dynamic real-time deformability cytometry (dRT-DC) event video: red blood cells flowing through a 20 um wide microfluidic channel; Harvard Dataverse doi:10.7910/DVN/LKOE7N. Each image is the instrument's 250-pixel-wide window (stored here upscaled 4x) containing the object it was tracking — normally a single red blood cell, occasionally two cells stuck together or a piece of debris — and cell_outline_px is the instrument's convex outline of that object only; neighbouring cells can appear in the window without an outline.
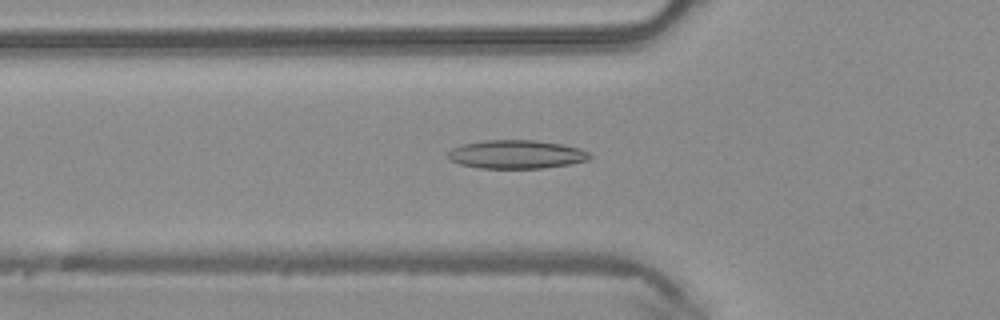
{"species": "common noctule bat (a hibernating species)", "species_latin": "Nyctalus noctula", "temperature_condition": "warm", "stored_images_in_passage": 33, "camera_frame_rate_fps": 3000, "um_per_image_px": 0.085, "animal": {"sex": "male", "body_mass_g": 20.4}, "frame": {"image": 1, "passage_image": 2, "time_ms": 0.333, "image_size_px": [1000, 320], "cell_outline_px": [[592, 156], [588, 160], [568, 164], [540, 168], [480, 168], [460, 164], [452, 160], [448, 156], [448, 152], [452, 148], [460, 144], [484, 140], [532, 140], [564, 144], [580, 148], [588, 152]], "centroid_in_image_um": [43.89, 13.11], "position_along_channel_um": 81.9, "area_um2": 23.52}}
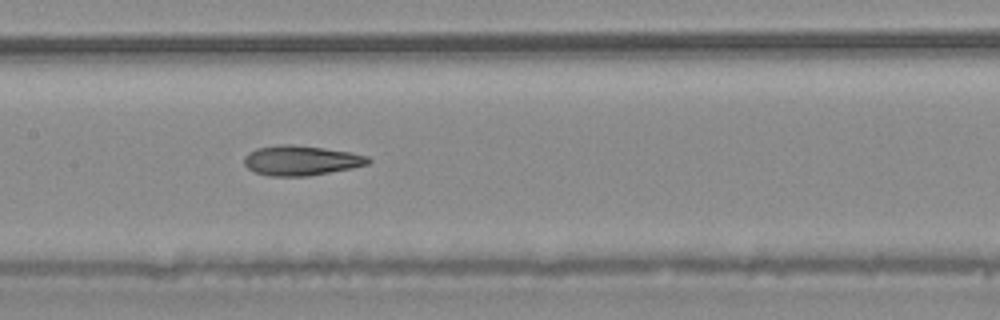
{"frame": {"image": 2, "passage_image": 9, "time_ms": 2.667, "image_size_px": [1000, 320], "cell_outline_px": [[372, 160], [368, 164], [352, 168], [308, 176], [268, 176], [256, 172], [248, 168], [244, 164], [244, 156], [248, 152], [256, 148], [280, 144], [292, 144], [324, 148], [352, 152], [368, 156]], "centroid_in_image_um": [25.59, 13.63], "position_along_channel_um": 181.8, "area_um2": 21.73}}
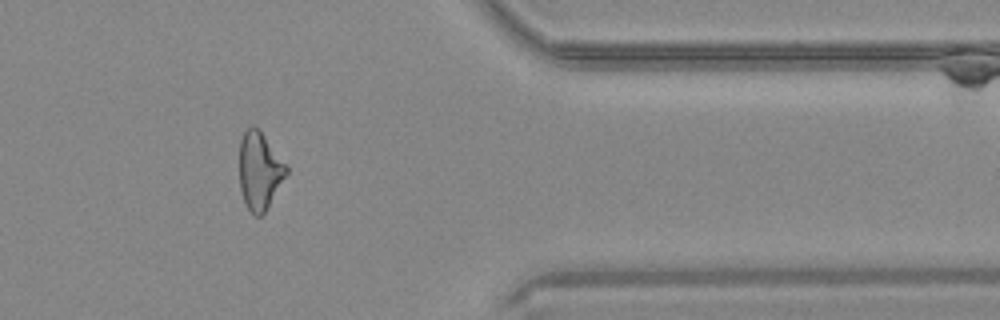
{"frame": {"image": 3, "passage_image": 25, "time_ms": 8.0, "image_size_px": [1000, 320], "cell_outline_px": [[288, 172], [264, 212], [260, 216], [256, 216], [244, 204], [240, 188], [240, 140], [244, 132], [252, 124], [260, 128], [288, 168]], "centroid_in_image_um": [22.05, 14.47], "position_along_channel_um": 389.4, "area_um2": 21.04}, "authors_computed_cell_mechanics": {"area_um2": 21.675, "velocity_mm_per_s": 4.2387, "shape_relaxation_time_tau1_ms": null, "shape_relaxation_time_tau2_ms": 3.3355, "deformation_change_tau1": null, "deformation_change_tau2": 0.1185}}